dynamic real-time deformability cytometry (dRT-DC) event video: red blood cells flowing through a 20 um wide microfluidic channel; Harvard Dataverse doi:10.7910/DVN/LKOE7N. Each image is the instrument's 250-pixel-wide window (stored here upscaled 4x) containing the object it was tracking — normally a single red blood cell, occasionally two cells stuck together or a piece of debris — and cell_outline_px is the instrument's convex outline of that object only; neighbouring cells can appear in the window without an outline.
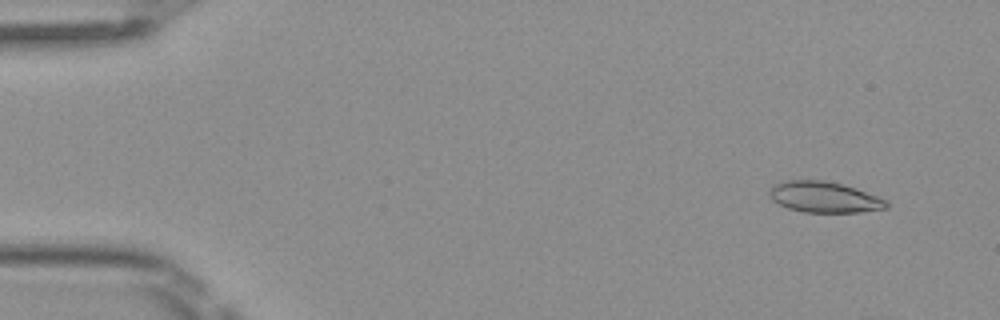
{"species": "Egyptian fruit bat (a non-hibernating species)", "species_latin": "Rousettus aegyptiacus", "temperature_condition": "room temperature", "stored_images_in_passage": 4, "camera_frame_rate_fps": 3000, "um_per_image_px": 0.085, "frame": {"image": 1, "passage_image": 1, "time_ms": 0.0, "image_size_px": [1000, 320], "cell_outline_px": [[888, 208], [860, 212], [804, 212], [788, 208], [772, 200], [768, 192], [776, 184], [788, 180], [824, 180], [840, 184], [880, 196], [888, 200]], "centroid_in_image_um": [70.1, 16.76], "position_along_channel_um": 14.9, "area_um2": 20.92}}